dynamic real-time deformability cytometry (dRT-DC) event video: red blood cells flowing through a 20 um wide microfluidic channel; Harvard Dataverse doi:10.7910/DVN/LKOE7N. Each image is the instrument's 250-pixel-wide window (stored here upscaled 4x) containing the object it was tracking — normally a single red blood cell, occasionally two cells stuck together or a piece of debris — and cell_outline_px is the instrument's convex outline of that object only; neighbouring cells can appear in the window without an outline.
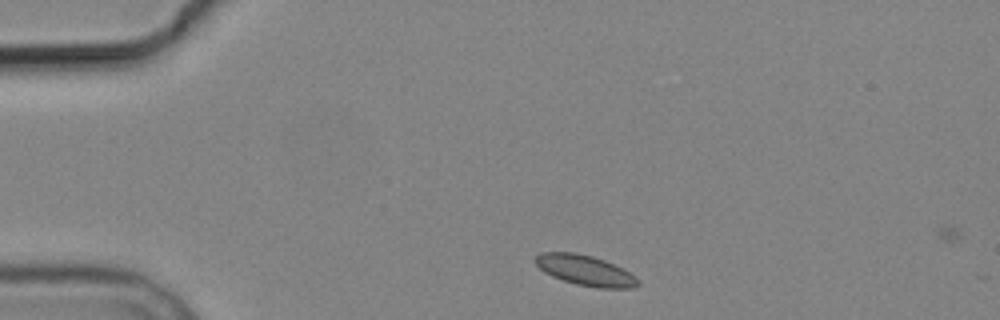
{"species": "common noctule bat (a hibernating species)", "species_latin": "Nyctalus noctula", "temperature_condition": "cold", "stored_images_in_passage": 2, "camera_frame_rate_fps": 3000, "um_per_image_px": 0.085, "animal": {"sex": "male", "body_mass_g": 19.2, "forearm_length_mm": 51.8}, "frame": {"image": 1, "passage_image": 1, "time_ms": 0.0, "image_size_px": [1000, 320], "cell_outline_px": [[640, 284], [632, 288], [596, 288], [576, 284], [552, 276], [544, 272], [532, 260], [540, 252], [576, 252], [592, 256], [604, 260], [636, 276], [640, 280]], "centroid_in_image_um": [49.73, 22.98], "position_along_channel_um": 35.3, "area_um2": 18.15}}